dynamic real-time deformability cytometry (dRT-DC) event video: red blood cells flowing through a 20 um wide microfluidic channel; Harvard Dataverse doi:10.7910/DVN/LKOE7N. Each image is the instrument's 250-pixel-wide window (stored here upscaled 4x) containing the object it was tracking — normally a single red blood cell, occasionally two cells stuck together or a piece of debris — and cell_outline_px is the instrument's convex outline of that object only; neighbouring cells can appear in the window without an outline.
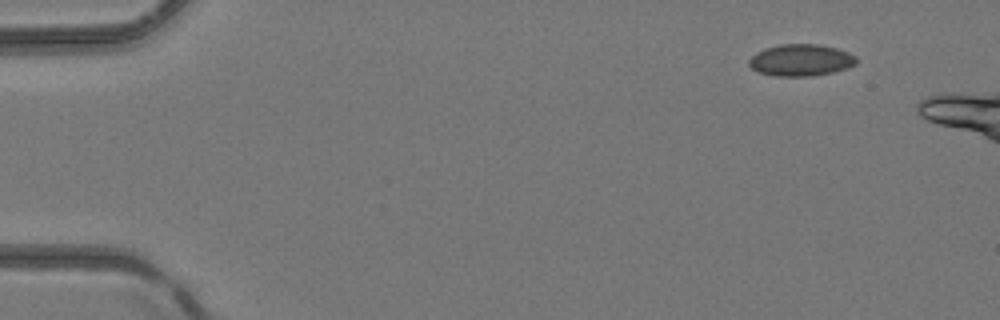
{"species": "common noctule bat (a hibernating species)", "species_latin": "Nyctalus noctula", "temperature_condition": "room temperature", "stored_images_in_passage": 5, "camera_frame_rate_fps": 3000, "um_per_image_px": 0.085, "animal": {"sex": "female", "body_mass_g": 24.6, "forearm_length_mm": 56.2}, "frame": {"image": 1, "passage_image": 1, "time_ms": 0.0, "image_size_px": [1000, 320], "cell_outline_px": [[856, 64], [848, 68], [832, 72], [812, 76], [776, 76], [760, 72], [752, 68], [748, 64], [748, 60], [756, 52], [764, 48], [780, 44], [820, 44], [836, 48], [848, 52], [856, 56]], "centroid_in_image_um": [68.07, 5.1], "position_along_channel_um": 16.9, "area_um2": 19.94}}